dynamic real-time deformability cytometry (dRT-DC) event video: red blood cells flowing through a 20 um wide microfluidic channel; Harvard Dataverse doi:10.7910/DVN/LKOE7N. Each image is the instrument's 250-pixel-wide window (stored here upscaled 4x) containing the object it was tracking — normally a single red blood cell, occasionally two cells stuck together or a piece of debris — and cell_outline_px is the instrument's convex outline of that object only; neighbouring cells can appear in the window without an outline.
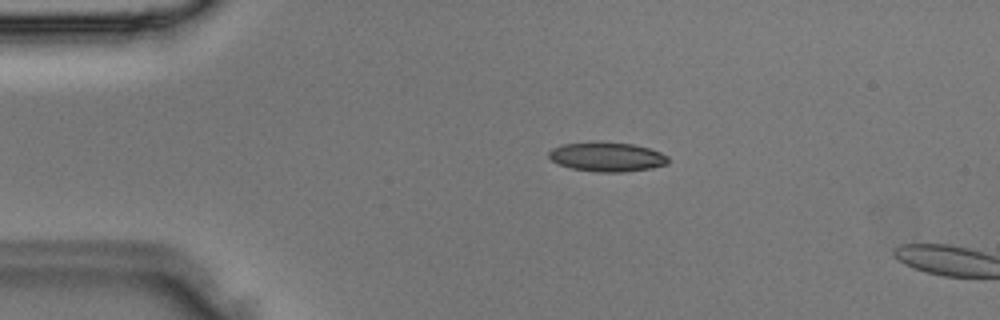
{"species": "Egyptian fruit bat (a non-hibernating species)", "species_latin": "Rousettus aegyptiacus", "temperature_condition": "room temperature", "stored_images_in_passage": 4, "camera_frame_rate_fps": 3000, "um_per_image_px": 0.085, "animal": {"sex": "male"}, "frame": {"image": 1, "passage_image": 3, "time_ms": 0.667, "image_size_px": [1000, 320], "cell_outline_px": [[668, 164], [652, 168], [624, 172], [596, 172], [572, 168], [560, 164], [552, 160], [548, 156], [548, 152], [552, 148], [564, 144], [600, 140], [632, 144], [648, 148], [660, 152], [668, 156]], "centroid_in_image_um": [51.6, 13.31], "position_along_channel_um": 33.4, "area_um2": 20.63}}